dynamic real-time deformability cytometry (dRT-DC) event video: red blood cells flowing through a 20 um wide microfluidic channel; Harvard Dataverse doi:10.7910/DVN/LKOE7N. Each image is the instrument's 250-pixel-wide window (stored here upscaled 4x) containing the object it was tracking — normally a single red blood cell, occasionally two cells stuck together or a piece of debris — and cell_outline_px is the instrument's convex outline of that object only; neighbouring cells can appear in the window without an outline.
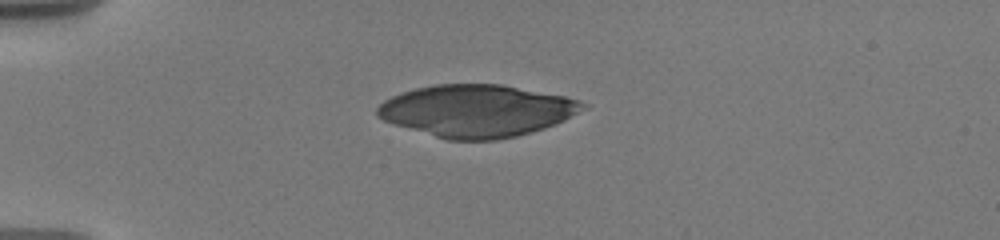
{"species": "human", "species_latin": "Homo sapiens", "temperature_condition": "warm", "stored_images_in_passage": 6, "camera_frame_rate_fps": 3000, "um_per_image_px": 0.085, "donor": {"sex": "male"}, "frame": {"image": 1, "passage_image": 1, "time_ms": 0.0, "image_size_px": [1000, 240], "cell_outline_px": [[588, 104], [584, 108], [564, 120], [556, 124], [544, 128], [516, 136], [496, 140], [448, 140], [396, 124], [384, 120], [376, 116], [376, 108], [384, 100], [400, 92], [416, 88], [436, 84], [500, 84], [564, 96], [580, 100]], "centroid_in_image_um": [40.52, 9.41], "position_along_channel_um": 44.5, "area_um2": 62.08}}